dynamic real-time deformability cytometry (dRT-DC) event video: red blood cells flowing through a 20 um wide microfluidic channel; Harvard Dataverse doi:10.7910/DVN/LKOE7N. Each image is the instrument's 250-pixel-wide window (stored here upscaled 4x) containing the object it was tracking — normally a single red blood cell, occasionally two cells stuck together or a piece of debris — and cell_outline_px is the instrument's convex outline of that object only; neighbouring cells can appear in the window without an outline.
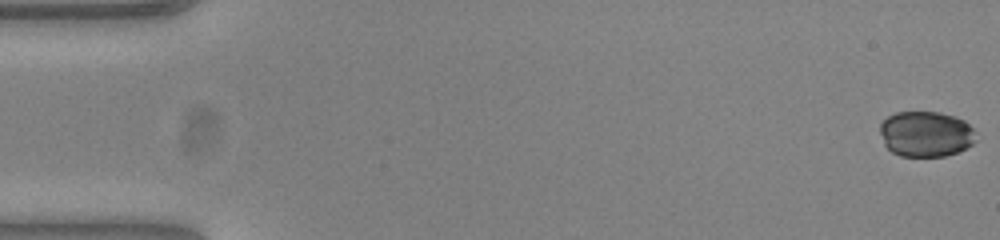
{"species": "common noctule bat (a hibernating species)", "species_latin": "Nyctalus noctula", "temperature_condition": "warm", "stored_images_in_passage": 52, "camera_frame_rate_fps": 3000, "um_per_image_px": 0.085, "animal": {"sex": "female", "body_mass_g": 23.0, "forearm_length_mm": 53.4}, "frame": {"image": 1, "passage_image": 1, "time_ms": 0.0, "image_size_px": [1000, 240], "cell_outline_px": [[976, 140], [972, 144], [956, 152], [944, 156], [900, 156], [892, 152], [884, 144], [880, 132], [880, 124], [888, 116], [896, 112], [940, 112], [956, 116], [964, 120], [972, 128]], "centroid_in_image_um": [78.68, 11.38], "position_along_channel_um": 6.3, "area_um2": 25.43}}
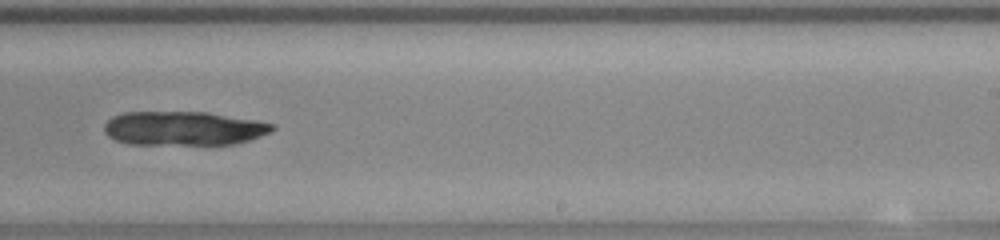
{"frame": {"image": 2, "passage_image": 32, "time_ms": 10.333, "image_size_px": [1000, 240], "cell_outline_px": [[276, 128], [272, 132], [248, 140], [232, 144], [128, 144], [116, 140], [108, 136], [104, 132], [104, 124], [112, 116], [124, 112], [208, 112], [256, 120], [276, 124]], "centroid_in_image_um": [15.61, 10.9], "position_along_channel_um": 273.4, "area_um2": 33.47}}
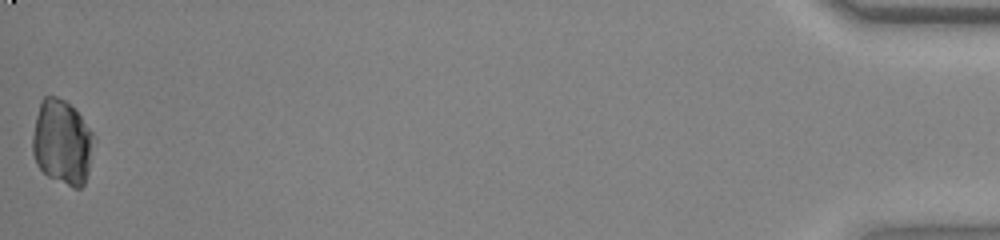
{"frame": {"image": 3, "passage_image": 52, "time_ms": 17.0, "image_size_px": [1000, 240], "cell_outline_px": [[96, 140], [88, 172], [84, 184], [80, 188], [72, 188], [48, 176], [36, 164], [32, 152], [32, 136], [36, 116], [40, 100], [44, 96], [56, 96], [64, 100], [76, 108], [96, 136]], "centroid_in_image_um": [5.31, 12.07], "position_along_channel_um": 429.9, "area_um2": 31.04}}